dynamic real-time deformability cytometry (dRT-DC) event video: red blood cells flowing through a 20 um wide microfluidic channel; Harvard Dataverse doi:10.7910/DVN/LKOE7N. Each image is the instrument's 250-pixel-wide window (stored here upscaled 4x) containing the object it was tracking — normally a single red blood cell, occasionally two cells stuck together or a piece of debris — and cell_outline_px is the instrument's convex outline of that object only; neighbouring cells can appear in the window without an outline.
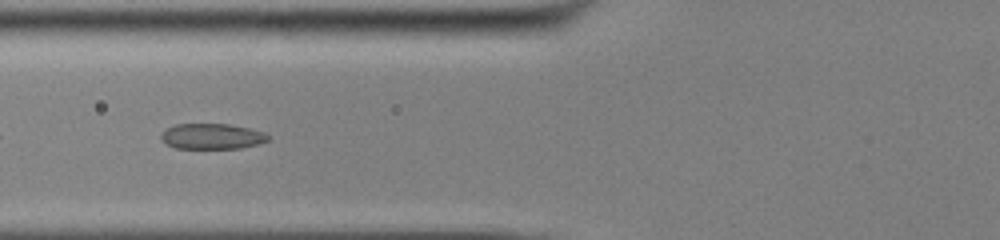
{"species": "common noctule bat (a hibernating species)", "species_latin": "Nyctalus noctula", "temperature_condition": "cold", "stored_images_in_passage": 36, "camera_frame_rate_fps": 3000, "um_per_image_px": 0.085, "animal": {"sex": "male", "body_mass_g": 13.0, "forearm_length_mm": 53.1}, "frame": {"image": 1, "passage_image": 5, "time_ms": 1.333, "image_size_px": [1000, 240], "cell_outline_px": [[268, 140], [256, 144], [240, 148], [176, 148], [164, 144], [160, 140], [160, 136], [168, 128], [176, 124], [228, 124], [248, 128], [264, 132], [268, 136]], "centroid_in_image_um": [17.97, 11.59], "position_along_channel_um": 107.8, "area_um2": 15.78}}
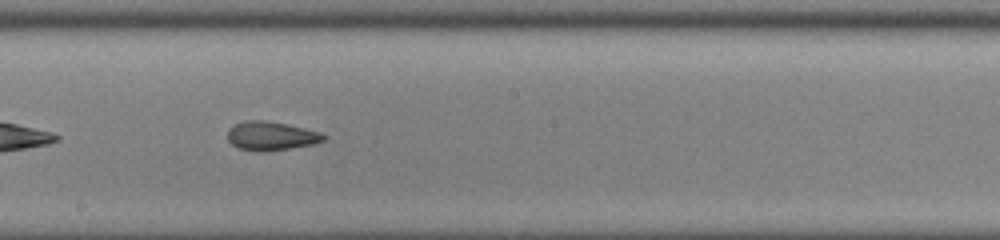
{"frame": {"image": 2, "passage_image": 14, "time_ms": 4.333, "image_size_px": [1000, 240], "cell_outline_px": [[328, 136], [324, 140], [312, 144], [264, 152], [256, 152], [236, 148], [228, 140], [228, 128], [244, 120], [264, 120], [288, 124], [320, 132]], "centroid_in_image_um": [23.01, 11.55], "position_along_channel_um": 225.2, "area_um2": 16.24}}
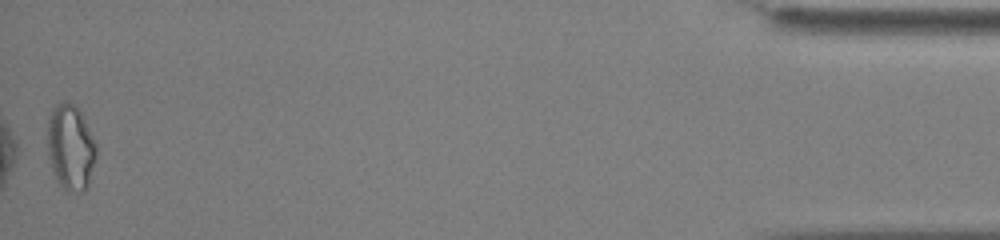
{"frame": {"image": 3, "passage_image": 36, "time_ms": 11.667, "image_size_px": [1000, 240], "cell_outline_px": [[96, 160], [88, 184], [84, 192], [68, 192], [60, 184], [52, 172], [48, 156], [48, 120], [52, 108], [56, 104], [64, 100], [68, 100], [80, 112], [96, 144]], "centroid_in_image_um": [5.99, 12.54], "position_along_channel_um": 429.2, "area_um2": 24.33}, "authors_computed_cell_mechanics": {"area_um2": 16.2418, "velocity_mm_per_s": 3.9119, "shape_relaxation_time_tau1_ms": 8.6641, "shape_relaxation_time_tau2_ms": 2.29, "deformation_change_tau1": 0.1726, "deformation_change_tau2": 0.0851}}